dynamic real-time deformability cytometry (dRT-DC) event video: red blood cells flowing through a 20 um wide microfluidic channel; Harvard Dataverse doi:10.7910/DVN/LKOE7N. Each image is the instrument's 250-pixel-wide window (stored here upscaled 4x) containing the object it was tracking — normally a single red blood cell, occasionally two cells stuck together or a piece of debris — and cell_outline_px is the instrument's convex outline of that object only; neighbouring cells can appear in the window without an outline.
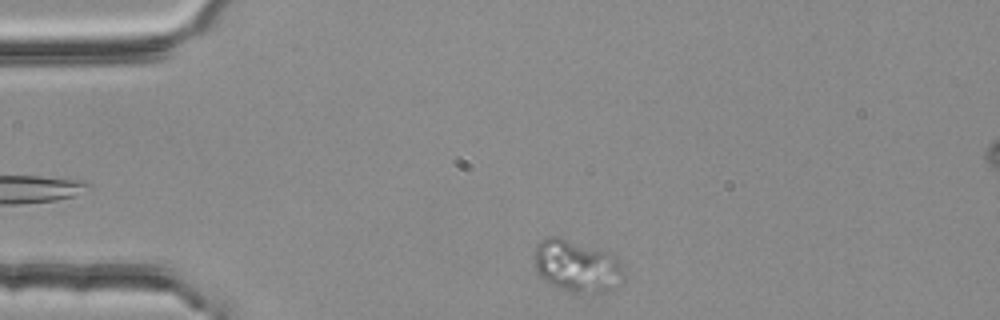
{"species": "common noctule bat (a hibernating species)", "species_latin": "Nyctalus noctula", "temperature_condition": "room temperature", "stored_images_in_passage": 3, "camera_frame_rate_fps": 3000, "um_per_image_px": 0.085, "animal": {"sex": "female", "body_mass_g": 25.1}, "frame": {"image": 1, "passage_image": 3, "time_ms": 0.667, "image_size_px": [1000, 320], "cell_outline_px": [[624, 280], [612, 292], [568, 292], [544, 280], [536, 272], [532, 256], [536, 244], [540, 240], [548, 236], [556, 236], [608, 252], [616, 256], [620, 264]], "centroid_in_image_um": [49.0, 22.62], "position_along_channel_um": 36.0, "area_um2": 27.46}}